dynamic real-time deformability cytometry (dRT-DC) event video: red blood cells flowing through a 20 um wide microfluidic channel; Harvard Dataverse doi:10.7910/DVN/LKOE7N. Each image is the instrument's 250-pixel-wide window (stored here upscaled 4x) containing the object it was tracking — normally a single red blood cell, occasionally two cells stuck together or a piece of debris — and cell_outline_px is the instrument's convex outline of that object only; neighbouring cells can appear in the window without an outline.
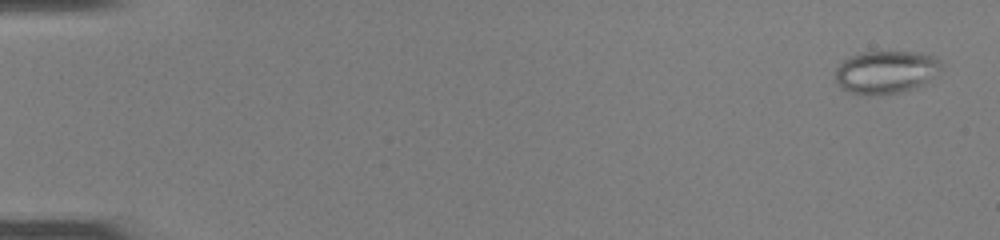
{"species": "common noctule bat (a hibernating species)", "species_latin": "Nyctalus noctula", "temperature_condition": "room temperature", "stored_images_in_passage": 50, "camera_frame_rate_fps": 3000, "um_per_image_px": 0.085, "animal": {"sex": "female", "body_mass_g": 22.0, "forearm_length_mm": 56.7}, "frame": {"image": 1, "passage_image": 2, "time_ms": 0.333, "image_size_px": [1000, 240], "cell_outline_px": [[940, 68], [932, 84], [900, 92], [852, 92], [840, 88], [836, 84], [836, 68], [840, 60], [864, 52], [916, 52], [936, 56], [940, 60]], "centroid_in_image_um": [75.37, 6.1], "position_along_channel_um": 9.6, "area_um2": 26.36}}
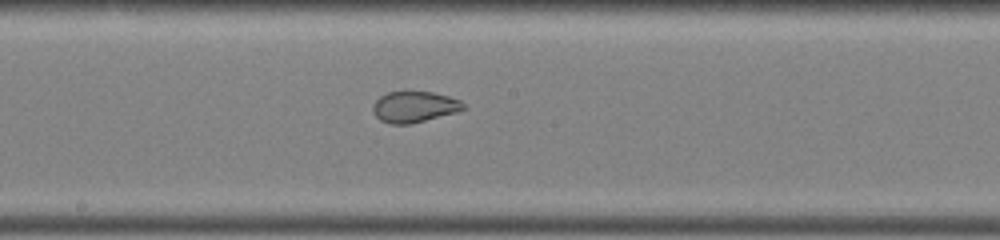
{"frame": {"image": 2, "passage_image": 28, "time_ms": 9.0, "image_size_px": [1000, 240], "cell_outline_px": [[464, 108], [456, 112], [408, 124], [392, 124], [380, 120], [372, 112], [372, 104], [380, 96], [388, 92], [432, 92], [448, 96], [460, 100], [464, 104]], "centroid_in_image_um": [35.17, 9.08], "position_along_channel_um": 213.0, "area_um2": 16.13}}
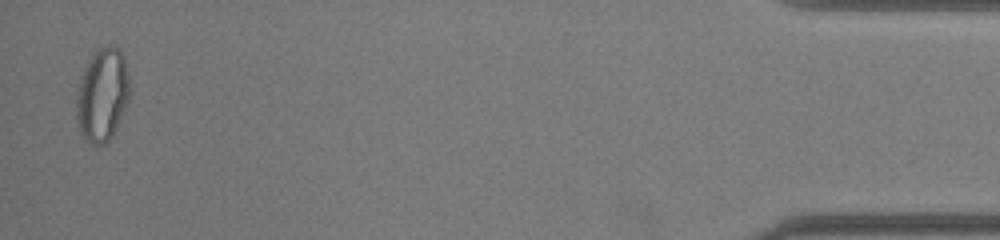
{"frame": {"image": 3, "passage_image": 49, "time_ms": 16.0, "image_size_px": [1000, 240], "cell_outline_px": [[128, 100], [116, 128], [112, 136], [104, 144], [92, 144], [84, 140], [80, 132], [76, 116], [76, 92], [80, 76], [92, 52], [108, 44], [120, 48], [124, 56], [128, 76]], "centroid_in_image_um": [8.66, 8.03], "position_along_channel_um": 426.5, "area_um2": 29.07}}